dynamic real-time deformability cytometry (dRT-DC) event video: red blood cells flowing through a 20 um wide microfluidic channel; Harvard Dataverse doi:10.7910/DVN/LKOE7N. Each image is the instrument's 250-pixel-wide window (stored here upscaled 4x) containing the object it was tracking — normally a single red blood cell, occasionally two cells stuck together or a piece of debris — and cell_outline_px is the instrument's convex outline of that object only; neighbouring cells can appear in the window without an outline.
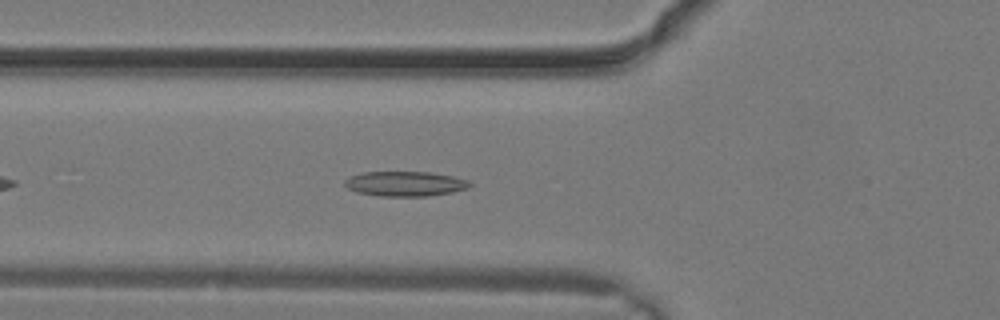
{"species": "common noctule bat (a hibernating species)", "species_latin": "Nyctalus noctula", "temperature_condition": "warm", "stored_images_in_passage": 4, "camera_frame_rate_fps": 3000, "um_per_image_px": 0.085, "animal": {"sex": "male", "body_mass_g": 19.2, "forearm_length_mm": 51.8}, "frame": {"image": 1, "passage_image": 2, "time_ms": 0.333, "image_size_px": [1000, 320], "cell_outline_px": [[472, 184], [468, 188], [452, 192], [428, 196], [380, 196], [356, 192], [348, 188], [344, 184], [344, 180], [360, 172], [432, 172], [452, 176], [468, 180]], "centroid_in_image_um": [34.43, 15.62], "position_along_channel_um": 91.4, "area_um2": 18.15}}
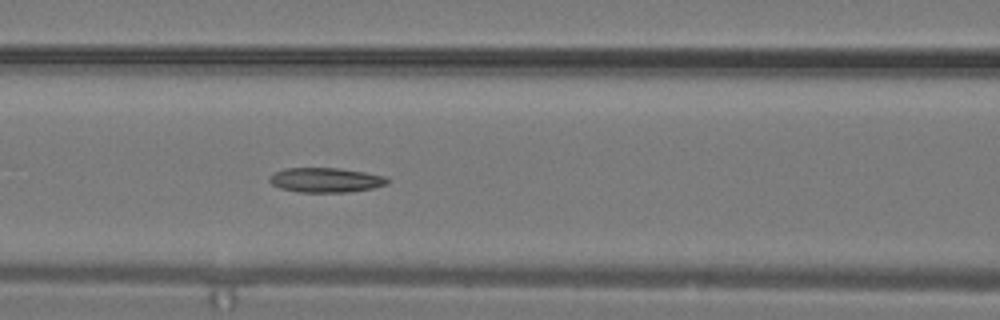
{"frame": {"image": 2, "passage_image": 4, "time_ms": 1.0, "image_size_px": [1000, 320], "cell_outline_px": [[388, 184], [372, 188], [348, 192], [300, 192], [280, 188], [272, 184], [268, 180], [268, 176], [284, 168], [340, 168], [364, 172], [384, 176], [388, 180]], "centroid_in_image_um": [27.66, 15.3], "position_along_channel_um": 138.9, "area_um2": 16.88}}